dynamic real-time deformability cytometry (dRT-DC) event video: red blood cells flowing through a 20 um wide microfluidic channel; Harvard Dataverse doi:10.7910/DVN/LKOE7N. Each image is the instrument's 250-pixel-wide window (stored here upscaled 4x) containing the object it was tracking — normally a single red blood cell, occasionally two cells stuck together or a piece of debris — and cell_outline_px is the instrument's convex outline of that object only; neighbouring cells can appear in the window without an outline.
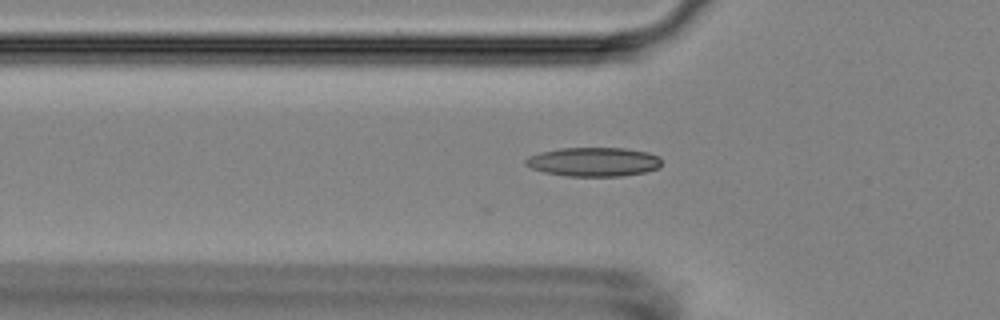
{"species": "Egyptian fruit bat (a non-hibernating species)", "species_latin": "Rousettus aegyptiacus", "temperature_condition": "room temperature", "stored_images_in_passage": 33, "camera_frame_rate_fps": 3000, "um_per_image_px": 0.085, "animal": {"sex": "female"}, "frame": {"image": 1, "passage_image": 2, "time_ms": 0.333, "image_size_px": [1000, 320], "cell_outline_px": [[660, 168], [644, 172], [620, 176], [568, 176], [544, 172], [532, 168], [524, 164], [524, 160], [528, 156], [540, 152], [560, 148], [624, 148], [648, 152], [660, 156]], "centroid_in_image_um": [50.45, 13.75], "position_along_channel_um": 75.3, "area_um2": 23.06}}
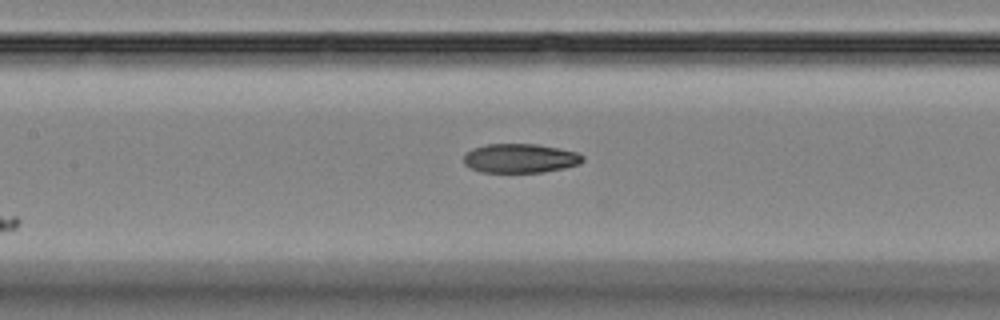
{"frame": {"image": 2, "passage_image": 9, "time_ms": 2.667, "image_size_px": [1000, 320], "cell_outline_px": [[584, 160], [580, 164], [564, 168], [544, 172], [480, 172], [464, 164], [464, 156], [472, 148], [488, 144], [536, 144], [560, 148], [580, 152], [584, 156]], "centroid_in_image_um": [44.27, 13.45], "position_along_channel_um": 163.1, "area_um2": 20.35}}
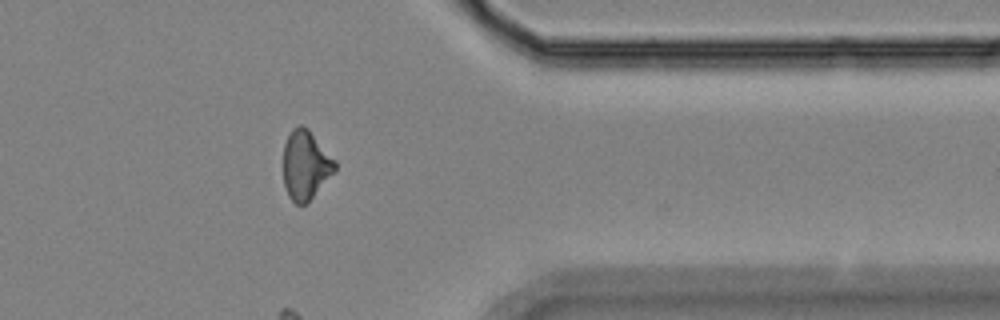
{"frame": {"image": 3, "passage_image": 28, "time_ms": 9.0, "image_size_px": [1000, 320], "cell_outline_px": [[336, 168], [312, 196], [304, 204], [296, 204], [288, 196], [284, 184], [284, 144], [292, 128], [300, 124], [308, 128], [336, 160]], "centroid_in_image_um": [25.96, 13.98], "position_along_channel_um": 385.4, "area_um2": 20.4}, "authors_computed_cell_mechanics": {"area_um2": 19.652, "velocity_mm_per_s": 3.1676, "shape_relaxation_time_tau1_ms": 8.8716, "shape_relaxation_time_tau2_ms": null, "deformation_change_tau1": null, "deformation_change_tau2": null}}